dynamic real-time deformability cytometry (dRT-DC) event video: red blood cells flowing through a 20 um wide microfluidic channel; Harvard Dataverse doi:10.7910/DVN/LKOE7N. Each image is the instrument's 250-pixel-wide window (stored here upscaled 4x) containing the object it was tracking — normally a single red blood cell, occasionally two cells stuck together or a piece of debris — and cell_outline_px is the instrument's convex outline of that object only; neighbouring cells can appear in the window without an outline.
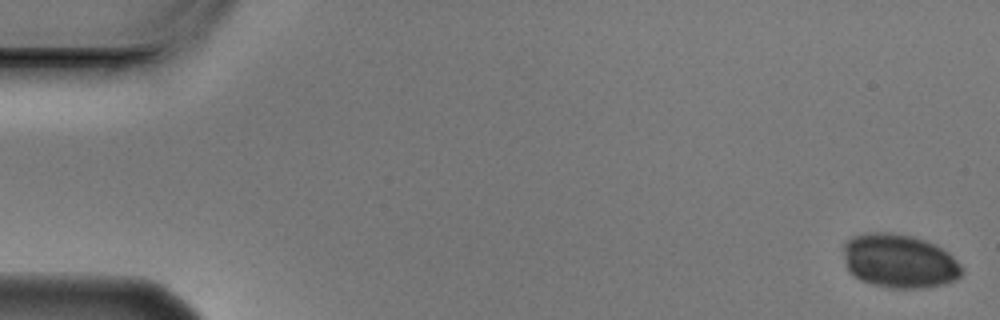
{"species": "Egyptian fruit bat (a non-hibernating species)", "species_latin": "Rousettus aegyptiacus", "temperature_condition": "cold", "stored_images_in_passage": 5, "camera_frame_rate_fps": 3000, "um_per_image_px": 0.085, "animal": {"sex": "male"}, "frame": {"image": 1, "passage_image": 1, "time_ms": 0.0, "image_size_px": [1000, 320], "cell_outline_px": [[964, 272], [960, 276], [952, 280], [940, 284], [920, 288], [892, 288], [872, 284], [860, 280], [852, 276], [848, 272], [844, 264], [844, 240], [852, 236], [864, 232], [888, 232], [912, 236], [936, 244], [948, 252], [964, 268]], "centroid_in_image_um": [76.39, 22.17], "position_along_channel_um": 8.6, "area_um2": 37.51}}